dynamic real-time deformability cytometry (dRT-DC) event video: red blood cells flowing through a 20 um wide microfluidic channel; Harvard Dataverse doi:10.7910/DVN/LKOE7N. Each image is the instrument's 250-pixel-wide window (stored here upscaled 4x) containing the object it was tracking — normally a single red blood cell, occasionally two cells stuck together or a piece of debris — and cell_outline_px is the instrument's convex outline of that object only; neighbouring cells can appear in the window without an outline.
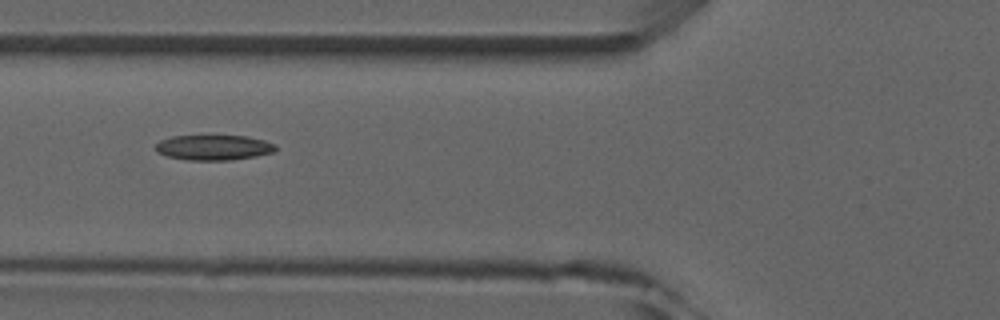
{"species": "common noctule bat (a hibernating species)", "species_latin": "Nyctalus noctula", "temperature_condition": "room temperature", "stored_images_in_passage": 4, "camera_frame_rate_fps": 3000, "um_per_image_px": 0.085, "animal": {"sex": "male", "forearm_length_mm": 52.5}, "frame": {"image": 1, "passage_image": 4, "time_ms": 3.333, "image_size_px": [1000, 320], "cell_outline_px": [[276, 148], [272, 152], [256, 156], [232, 160], [188, 160], [168, 156], [156, 152], [156, 144], [160, 140], [172, 136], [248, 136], [264, 140], [276, 144]], "centroid_in_image_um": [18.16, 12.54], "position_along_channel_um": 107.6, "area_um2": 17.57}}